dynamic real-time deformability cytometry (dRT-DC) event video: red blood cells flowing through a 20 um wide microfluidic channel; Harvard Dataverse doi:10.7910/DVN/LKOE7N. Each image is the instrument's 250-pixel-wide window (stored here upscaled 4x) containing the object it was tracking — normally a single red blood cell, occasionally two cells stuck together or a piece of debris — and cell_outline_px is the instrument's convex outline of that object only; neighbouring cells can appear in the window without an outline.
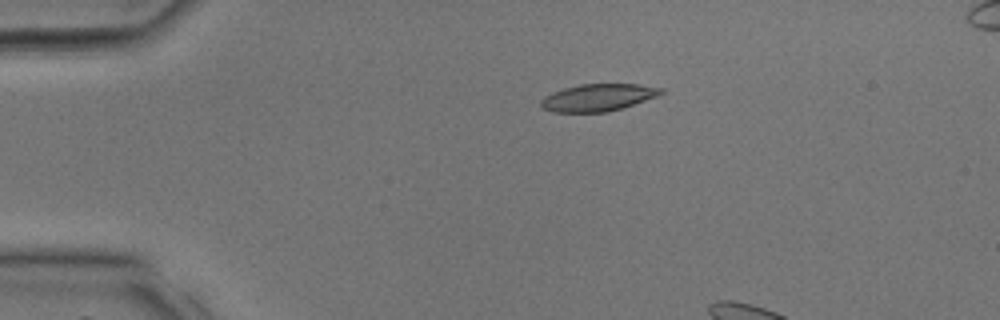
{"species": "common noctule bat (a hibernating species)", "species_latin": "Nyctalus noctula", "temperature_condition": "room temperature", "stored_images_in_passage": 5, "camera_frame_rate_fps": 3000, "um_per_image_px": 0.085, "animal": {"sex": "male", "body_mass_g": 17.9, "forearm_length_mm": 54.2}, "frame": {"image": 1, "passage_image": 1, "time_ms": 0.0, "image_size_px": [1000, 320], "cell_outline_px": [[664, 92], [656, 96], [608, 112], [552, 112], [544, 108], [540, 104], [540, 100], [544, 96], [552, 92], [564, 88], [580, 84], [640, 84], [664, 88]], "centroid_in_image_um": [50.8, 8.28], "position_along_channel_um": 34.2, "area_um2": 18.9}}